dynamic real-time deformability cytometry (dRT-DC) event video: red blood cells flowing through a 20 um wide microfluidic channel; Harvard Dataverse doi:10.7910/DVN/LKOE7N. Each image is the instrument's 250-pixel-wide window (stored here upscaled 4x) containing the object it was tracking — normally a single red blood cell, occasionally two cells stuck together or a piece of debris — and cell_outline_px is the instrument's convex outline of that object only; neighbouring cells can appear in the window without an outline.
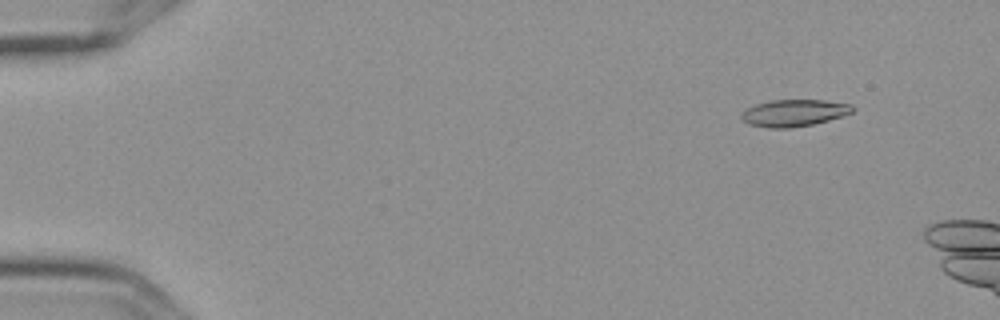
{"species": "Egyptian fruit bat (a non-hibernating species)", "species_latin": "Rousettus aegyptiacus", "temperature_condition": "cold", "stored_images_in_passage": 6, "camera_frame_rate_fps": 3000, "um_per_image_px": 0.085, "frame": {"image": 1, "passage_image": 2, "time_ms": 0.333, "image_size_px": [1000, 320], "cell_outline_px": [[856, 108], [852, 112], [844, 116], [812, 124], [788, 128], [768, 128], [748, 124], [740, 116], [748, 108], [756, 104], [772, 100], [824, 100], [852, 104]], "centroid_in_image_um": [67.54, 9.59], "position_along_channel_um": 17.5, "area_um2": 17.34}}